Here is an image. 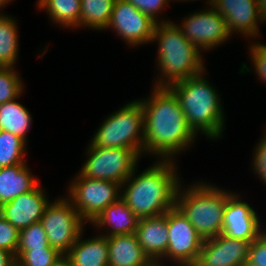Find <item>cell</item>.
<instances>
[{
  "label": "cell",
  "mask_w": 266,
  "mask_h": 266,
  "mask_svg": "<svg viewBox=\"0 0 266 266\" xmlns=\"http://www.w3.org/2000/svg\"><path fill=\"white\" fill-rule=\"evenodd\" d=\"M62 256L54 248L16 251V266H52Z\"/></svg>",
  "instance_id": "28"
},
{
  "label": "cell",
  "mask_w": 266,
  "mask_h": 266,
  "mask_svg": "<svg viewBox=\"0 0 266 266\" xmlns=\"http://www.w3.org/2000/svg\"><path fill=\"white\" fill-rule=\"evenodd\" d=\"M166 218L169 241L166 253L159 262L164 266L168 263L169 266H193L202 248L203 238L176 206L166 212Z\"/></svg>",
  "instance_id": "10"
},
{
  "label": "cell",
  "mask_w": 266,
  "mask_h": 266,
  "mask_svg": "<svg viewBox=\"0 0 266 266\" xmlns=\"http://www.w3.org/2000/svg\"><path fill=\"white\" fill-rule=\"evenodd\" d=\"M177 26L201 52L208 53L231 39L225 18L211 5L185 16Z\"/></svg>",
  "instance_id": "11"
},
{
  "label": "cell",
  "mask_w": 266,
  "mask_h": 266,
  "mask_svg": "<svg viewBox=\"0 0 266 266\" xmlns=\"http://www.w3.org/2000/svg\"><path fill=\"white\" fill-rule=\"evenodd\" d=\"M14 0H0V15H5L7 12H4V9L8 4L13 3Z\"/></svg>",
  "instance_id": "38"
},
{
  "label": "cell",
  "mask_w": 266,
  "mask_h": 266,
  "mask_svg": "<svg viewBox=\"0 0 266 266\" xmlns=\"http://www.w3.org/2000/svg\"><path fill=\"white\" fill-rule=\"evenodd\" d=\"M175 160H155L142 172L138 166L121 185V199L138 219L165 214L175 207L182 182Z\"/></svg>",
  "instance_id": "2"
},
{
  "label": "cell",
  "mask_w": 266,
  "mask_h": 266,
  "mask_svg": "<svg viewBox=\"0 0 266 266\" xmlns=\"http://www.w3.org/2000/svg\"><path fill=\"white\" fill-rule=\"evenodd\" d=\"M156 22L126 0H115L107 30L132 48L151 44Z\"/></svg>",
  "instance_id": "12"
},
{
  "label": "cell",
  "mask_w": 266,
  "mask_h": 266,
  "mask_svg": "<svg viewBox=\"0 0 266 266\" xmlns=\"http://www.w3.org/2000/svg\"><path fill=\"white\" fill-rule=\"evenodd\" d=\"M138 221L133 211L120 198L105 208L89 225H92L98 234L109 237L135 233Z\"/></svg>",
  "instance_id": "18"
},
{
  "label": "cell",
  "mask_w": 266,
  "mask_h": 266,
  "mask_svg": "<svg viewBox=\"0 0 266 266\" xmlns=\"http://www.w3.org/2000/svg\"><path fill=\"white\" fill-rule=\"evenodd\" d=\"M73 177L65 196L87 224L121 198V185L116 182L87 178L80 172Z\"/></svg>",
  "instance_id": "9"
},
{
  "label": "cell",
  "mask_w": 266,
  "mask_h": 266,
  "mask_svg": "<svg viewBox=\"0 0 266 266\" xmlns=\"http://www.w3.org/2000/svg\"><path fill=\"white\" fill-rule=\"evenodd\" d=\"M52 266H72L69 259L62 255Z\"/></svg>",
  "instance_id": "36"
},
{
  "label": "cell",
  "mask_w": 266,
  "mask_h": 266,
  "mask_svg": "<svg viewBox=\"0 0 266 266\" xmlns=\"http://www.w3.org/2000/svg\"><path fill=\"white\" fill-rule=\"evenodd\" d=\"M144 111L134 99L105 117L89 143L105 148H129L144 156Z\"/></svg>",
  "instance_id": "6"
},
{
  "label": "cell",
  "mask_w": 266,
  "mask_h": 266,
  "mask_svg": "<svg viewBox=\"0 0 266 266\" xmlns=\"http://www.w3.org/2000/svg\"><path fill=\"white\" fill-rule=\"evenodd\" d=\"M25 83L15 67L0 69V105L16 99L25 91Z\"/></svg>",
  "instance_id": "27"
},
{
  "label": "cell",
  "mask_w": 266,
  "mask_h": 266,
  "mask_svg": "<svg viewBox=\"0 0 266 266\" xmlns=\"http://www.w3.org/2000/svg\"><path fill=\"white\" fill-rule=\"evenodd\" d=\"M246 266H266V230L251 242Z\"/></svg>",
  "instance_id": "34"
},
{
  "label": "cell",
  "mask_w": 266,
  "mask_h": 266,
  "mask_svg": "<svg viewBox=\"0 0 266 266\" xmlns=\"http://www.w3.org/2000/svg\"><path fill=\"white\" fill-rule=\"evenodd\" d=\"M27 164L0 168V206L33 190L40 182Z\"/></svg>",
  "instance_id": "21"
},
{
  "label": "cell",
  "mask_w": 266,
  "mask_h": 266,
  "mask_svg": "<svg viewBox=\"0 0 266 266\" xmlns=\"http://www.w3.org/2000/svg\"><path fill=\"white\" fill-rule=\"evenodd\" d=\"M169 230L166 213L139 219L135 235L151 261H160L167 250Z\"/></svg>",
  "instance_id": "17"
},
{
  "label": "cell",
  "mask_w": 266,
  "mask_h": 266,
  "mask_svg": "<svg viewBox=\"0 0 266 266\" xmlns=\"http://www.w3.org/2000/svg\"><path fill=\"white\" fill-rule=\"evenodd\" d=\"M45 187L39 183L33 190L23 193L0 206V215L18 231L38 223L43 216L48 200Z\"/></svg>",
  "instance_id": "16"
},
{
  "label": "cell",
  "mask_w": 266,
  "mask_h": 266,
  "mask_svg": "<svg viewBox=\"0 0 266 266\" xmlns=\"http://www.w3.org/2000/svg\"><path fill=\"white\" fill-rule=\"evenodd\" d=\"M211 6L225 18L231 36L241 34L246 41H259L262 36L259 25L266 21L257 0H214Z\"/></svg>",
  "instance_id": "14"
},
{
  "label": "cell",
  "mask_w": 266,
  "mask_h": 266,
  "mask_svg": "<svg viewBox=\"0 0 266 266\" xmlns=\"http://www.w3.org/2000/svg\"><path fill=\"white\" fill-rule=\"evenodd\" d=\"M52 248L47 240V234L40 222L25 227L19 231L17 250Z\"/></svg>",
  "instance_id": "30"
},
{
  "label": "cell",
  "mask_w": 266,
  "mask_h": 266,
  "mask_svg": "<svg viewBox=\"0 0 266 266\" xmlns=\"http://www.w3.org/2000/svg\"><path fill=\"white\" fill-rule=\"evenodd\" d=\"M157 42L156 79L153 87H169L173 83L207 71L204 55L177 26V22L157 23L152 43Z\"/></svg>",
  "instance_id": "4"
},
{
  "label": "cell",
  "mask_w": 266,
  "mask_h": 266,
  "mask_svg": "<svg viewBox=\"0 0 266 266\" xmlns=\"http://www.w3.org/2000/svg\"><path fill=\"white\" fill-rule=\"evenodd\" d=\"M0 266H16L15 256L11 252L0 248Z\"/></svg>",
  "instance_id": "35"
},
{
  "label": "cell",
  "mask_w": 266,
  "mask_h": 266,
  "mask_svg": "<svg viewBox=\"0 0 266 266\" xmlns=\"http://www.w3.org/2000/svg\"><path fill=\"white\" fill-rule=\"evenodd\" d=\"M260 13L264 20L266 21V0H257Z\"/></svg>",
  "instance_id": "37"
},
{
  "label": "cell",
  "mask_w": 266,
  "mask_h": 266,
  "mask_svg": "<svg viewBox=\"0 0 266 266\" xmlns=\"http://www.w3.org/2000/svg\"><path fill=\"white\" fill-rule=\"evenodd\" d=\"M174 2L176 1V2H187V1H197V0H173ZM206 1V2H205ZM204 1V3L206 4V5H211L212 4V2L214 1V0H205Z\"/></svg>",
  "instance_id": "39"
},
{
  "label": "cell",
  "mask_w": 266,
  "mask_h": 266,
  "mask_svg": "<svg viewBox=\"0 0 266 266\" xmlns=\"http://www.w3.org/2000/svg\"><path fill=\"white\" fill-rule=\"evenodd\" d=\"M19 231L0 215V248L16 257Z\"/></svg>",
  "instance_id": "33"
},
{
  "label": "cell",
  "mask_w": 266,
  "mask_h": 266,
  "mask_svg": "<svg viewBox=\"0 0 266 266\" xmlns=\"http://www.w3.org/2000/svg\"><path fill=\"white\" fill-rule=\"evenodd\" d=\"M37 9L46 11L49 21L63 29L80 28L81 0H37Z\"/></svg>",
  "instance_id": "22"
},
{
  "label": "cell",
  "mask_w": 266,
  "mask_h": 266,
  "mask_svg": "<svg viewBox=\"0 0 266 266\" xmlns=\"http://www.w3.org/2000/svg\"><path fill=\"white\" fill-rule=\"evenodd\" d=\"M18 21L12 15H0V64L16 67L19 59Z\"/></svg>",
  "instance_id": "24"
},
{
  "label": "cell",
  "mask_w": 266,
  "mask_h": 266,
  "mask_svg": "<svg viewBox=\"0 0 266 266\" xmlns=\"http://www.w3.org/2000/svg\"><path fill=\"white\" fill-rule=\"evenodd\" d=\"M21 96L23 93L0 105V130L15 134L28 143L27 134L31 130L33 119L30 111L18 100Z\"/></svg>",
  "instance_id": "23"
},
{
  "label": "cell",
  "mask_w": 266,
  "mask_h": 266,
  "mask_svg": "<svg viewBox=\"0 0 266 266\" xmlns=\"http://www.w3.org/2000/svg\"><path fill=\"white\" fill-rule=\"evenodd\" d=\"M251 242L222 233L206 239L193 266H246Z\"/></svg>",
  "instance_id": "15"
},
{
  "label": "cell",
  "mask_w": 266,
  "mask_h": 266,
  "mask_svg": "<svg viewBox=\"0 0 266 266\" xmlns=\"http://www.w3.org/2000/svg\"><path fill=\"white\" fill-rule=\"evenodd\" d=\"M80 234L71 249L65 254L72 266H109L108 240L96 233L84 239Z\"/></svg>",
  "instance_id": "19"
},
{
  "label": "cell",
  "mask_w": 266,
  "mask_h": 266,
  "mask_svg": "<svg viewBox=\"0 0 266 266\" xmlns=\"http://www.w3.org/2000/svg\"><path fill=\"white\" fill-rule=\"evenodd\" d=\"M86 160L79 172L87 178L122 185L138 166L141 155L129 148H105L87 144Z\"/></svg>",
  "instance_id": "7"
},
{
  "label": "cell",
  "mask_w": 266,
  "mask_h": 266,
  "mask_svg": "<svg viewBox=\"0 0 266 266\" xmlns=\"http://www.w3.org/2000/svg\"><path fill=\"white\" fill-rule=\"evenodd\" d=\"M206 71L173 83L168 88L178 98L188 125L199 136L217 141L226 130L224 107L217 87L209 82ZM219 93V94H218ZM201 133V134H200Z\"/></svg>",
  "instance_id": "3"
},
{
  "label": "cell",
  "mask_w": 266,
  "mask_h": 266,
  "mask_svg": "<svg viewBox=\"0 0 266 266\" xmlns=\"http://www.w3.org/2000/svg\"><path fill=\"white\" fill-rule=\"evenodd\" d=\"M239 193L227 189L222 234L234 239L254 241L266 228L259 214ZM243 200H242V199Z\"/></svg>",
  "instance_id": "13"
},
{
  "label": "cell",
  "mask_w": 266,
  "mask_h": 266,
  "mask_svg": "<svg viewBox=\"0 0 266 266\" xmlns=\"http://www.w3.org/2000/svg\"><path fill=\"white\" fill-rule=\"evenodd\" d=\"M28 143L21 137L0 130V168L27 164Z\"/></svg>",
  "instance_id": "26"
},
{
  "label": "cell",
  "mask_w": 266,
  "mask_h": 266,
  "mask_svg": "<svg viewBox=\"0 0 266 266\" xmlns=\"http://www.w3.org/2000/svg\"><path fill=\"white\" fill-rule=\"evenodd\" d=\"M40 223L49 245L62 255L71 249L87 225L66 196H58L49 202Z\"/></svg>",
  "instance_id": "8"
},
{
  "label": "cell",
  "mask_w": 266,
  "mask_h": 266,
  "mask_svg": "<svg viewBox=\"0 0 266 266\" xmlns=\"http://www.w3.org/2000/svg\"><path fill=\"white\" fill-rule=\"evenodd\" d=\"M135 8L142 11L156 23L170 22L169 19L162 18V12L167 8L172 0H126ZM167 5V6H166Z\"/></svg>",
  "instance_id": "31"
},
{
  "label": "cell",
  "mask_w": 266,
  "mask_h": 266,
  "mask_svg": "<svg viewBox=\"0 0 266 266\" xmlns=\"http://www.w3.org/2000/svg\"><path fill=\"white\" fill-rule=\"evenodd\" d=\"M147 266H164V265L159 261H152Z\"/></svg>",
  "instance_id": "40"
},
{
  "label": "cell",
  "mask_w": 266,
  "mask_h": 266,
  "mask_svg": "<svg viewBox=\"0 0 266 266\" xmlns=\"http://www.w3.org/2000/svg\"><path fill=\"white\" fill-rule=\"evenodd\" d=\"M115 0H81L80 28L105 30L109 24Z\"/></svg>",
  "instance_id": "25"
},
{
  "label": "cell",
  "mask_w": 266,
  "mask_h": 266,
  "mask_svg": "<svg viewBox=\"0 0 266 266\" xmlns=\"http://www.w3.org/2000/svg\"><path fill=\"white\" fill-rule=\"evenodd\" d=\"M195 182L189 186L182 184L184 181L181 182L175 206L194 226L203 240H206L222 233L227 189L206 180Z\"/></svg>",
  "instance_id": "5"
},
{
  "label": "cell",
  "mask_w": 266,
  "mask_h": 266,
  "mask_svg": "<svg viewBox=\"0 0 266 266\" xmlns=\"http://www.w3.org/2000/svg\"><path fill=\"white\" fill-rule=\"evenodd\" d=\"M152 88L148 97L138 99L144 111V156L176 160L199 136L188 125L175 94L168 87Z\"/></svg>",
  "instance_id": "1"
},
{
  "label": "cell",
  "mask_w": 266,
  "mask_h": 266,
  "mask_svg": "<svg viewBox=\"0 0 266 266\" xmlns=\"http://www.w3.org/2000/svg\"><path fill=\"white\" fill-rule=\"evenodd\" d=\"M248 44V53L251 60L250 66H253V69L251 71L246 65L247 63H242L238 73L242 75L248 72L250 74L255 72L254 74L257 75V79L266 84V44L258 42L257 40L251 43L248 40Z\"/></svg>",
  "instance_id": "29"
},
{
  "label": "cell",
  "mask_w": 266,
  "mask_h": 266,
  "mask_svg": "<svg viewBox=\"0 0 266 266\" xmlns=\"http://www.w3.org/2000/svg\"><path fill=\"white\" fill-rule=\"evenodd\" d=\"M109 266H147L152 262L144 253L135 233L107 237Z\"/></svg>",
  "instance_id": "20"
},
{
  "label": "cell",
  "mask_w": 266,
  "mask_h": 266,
  "mask_svg": "<svg viewBox=\"0 0 266 266\" xmlns=\"http://www.w3.org/2000/svg\"><path fill=\"white\" fill-rule=\"evenodd\" d=\"M263 136L258 140L254 146L252 153L251 168L254 175L260 179L263 185H266V131L264 130Z\"/></svg>",
  "instance_id": "32"
}]
</instances>
